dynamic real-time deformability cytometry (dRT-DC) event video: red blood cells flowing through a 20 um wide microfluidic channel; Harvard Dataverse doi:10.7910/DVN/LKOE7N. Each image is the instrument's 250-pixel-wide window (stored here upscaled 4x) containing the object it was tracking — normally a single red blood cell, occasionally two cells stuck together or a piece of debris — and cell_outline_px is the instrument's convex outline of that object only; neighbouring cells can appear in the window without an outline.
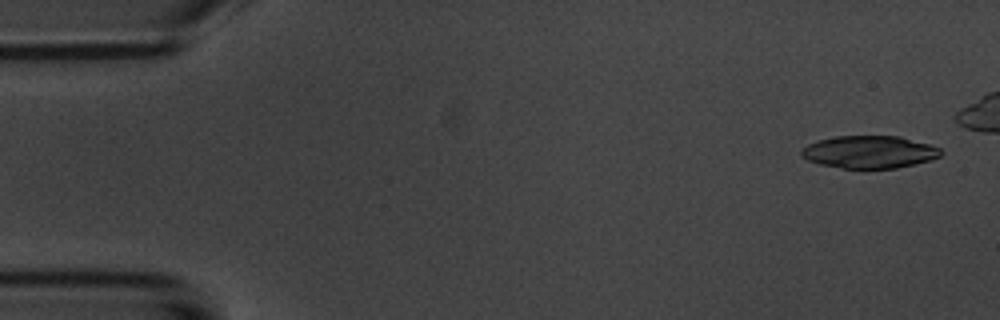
{"species": "common noctule bat (a hibernating species)", "species_latin": "Nyctalus noctula", "temperature_condition": "room temperature", "stored_images_in_passage": 5, "camera_frame_rate_fps": 3000, "um_per_image_px": 0.085, "animal": {"sex": "male", "body_mass_g": 20.1, "forearm_length_mm": 53.5}, "frame": {"image": 1, "passage_image": 1, "time_ms": 0.0, "image_size_px": [1000, 320], "cell_outline_px": [[944, 152], [940, 156], [916, 164], [896, 168], [840, 168], [820, 164], [808, 160], [800, 156], [800, 148], [808, 144], [820, 140], [836, 136], [900, 136], [928, 144], [940, 148]], "centroid_in_image_um": [73.88, 12.92], "position_along_channel_um": 11.1, "area_um2": 26.41}}